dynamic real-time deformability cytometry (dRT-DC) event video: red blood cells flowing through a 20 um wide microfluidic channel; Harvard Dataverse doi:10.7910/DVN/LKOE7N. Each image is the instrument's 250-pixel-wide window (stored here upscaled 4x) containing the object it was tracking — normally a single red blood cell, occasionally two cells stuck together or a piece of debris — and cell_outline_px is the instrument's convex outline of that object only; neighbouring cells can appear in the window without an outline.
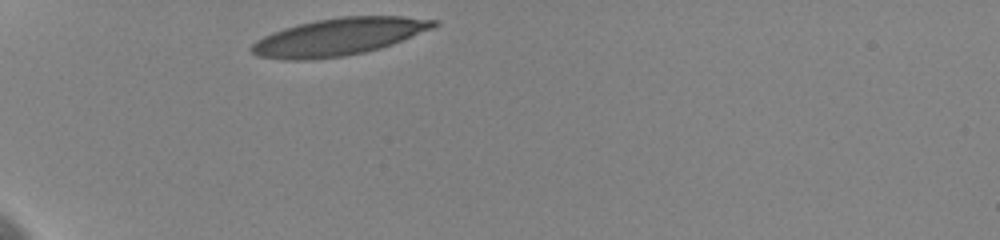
{"species": "human", "species_latin": "Homo sapiens", "temperature_condition": "cold", "stored_images_in_passage": 39, "camera_frame_rate_fps": 3000, "um_per_image_px": 0.085, "donor": {"sex": "female"}, "frame": {"image": 1, "passage_image": 1, "time_ms": 0.0, "image_size_px": [1000, 240], "cell_outline_px": [[440, 24], [432, 28], [392, 44], [380, 48], [364, 52], [344, 56], [304, 60], [284, 60], [256, 56], [248, 48], [256, 40], [272, 32], [284, 28], [316, 20], [340, 16], [400, 16], [436, 20]], "centroid_in_image_um": [28.75, 3.13], "position_along_channel_um": 56.3, "area_um2": 39.42}}
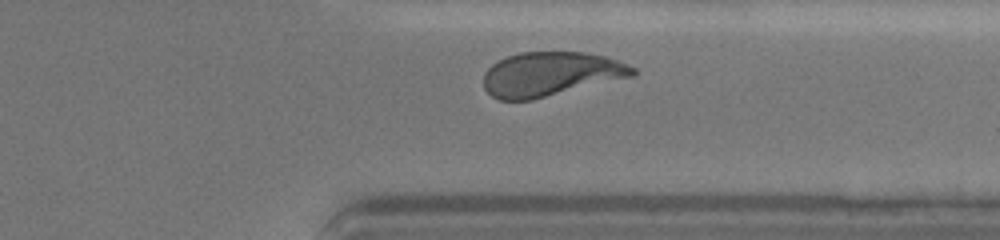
{"frame": {"image": 2, "passage_image": 37, "time_ms": 9.333, "image_size_px": [1000, 240], "cell_outline_px": [[636, 72], [632, 76], [532, 100], [500, 100], [492, 96], [484, 88], [484, 72], [492, 64], [508, 56], [520, 52], [584, 52], [604, 56], [628, 64], [636, 68]], "centroid_in_image_um": [46.78, 6.29], "position_along_channel_um": 364.6, "area_um2": 38.21}}
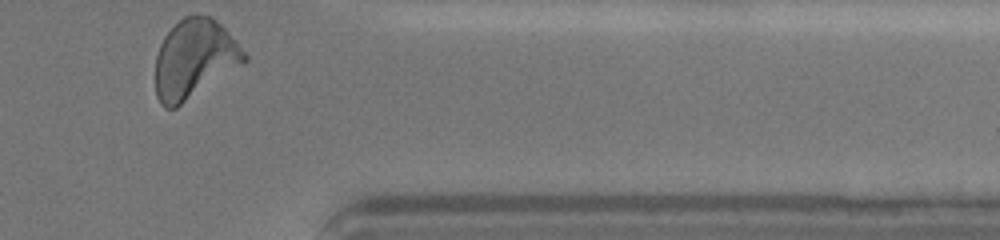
{"frame": {"image": 3, "passage_image": 39, "time_ms": 10.333, "image_size_px": [1000, 240], "cell_outline_px": [[248, 60], [176, 108], [164, 108], [160, 104], [156, 96], [156, 56], [160, 44], [164, 36], [184, 16], [212, 16], [236, 40], [248, 56]], "centroid_in_image_um": [16.51, 5.02], "position_along_channel_um": 394.9, "area_um2": 40.4}, "authors_computed_cell_mechanics": {"area_um2": 39.1884, "velocity_mm_per_s": 3.5864, "shape_relaxation_time_tau1_ms": 4.7342, "shape_relaxation_time_tau2_ms": 1.434, "deformation_change_tau1": 0.1882, "deformation_change_tau2": 0.0897}}